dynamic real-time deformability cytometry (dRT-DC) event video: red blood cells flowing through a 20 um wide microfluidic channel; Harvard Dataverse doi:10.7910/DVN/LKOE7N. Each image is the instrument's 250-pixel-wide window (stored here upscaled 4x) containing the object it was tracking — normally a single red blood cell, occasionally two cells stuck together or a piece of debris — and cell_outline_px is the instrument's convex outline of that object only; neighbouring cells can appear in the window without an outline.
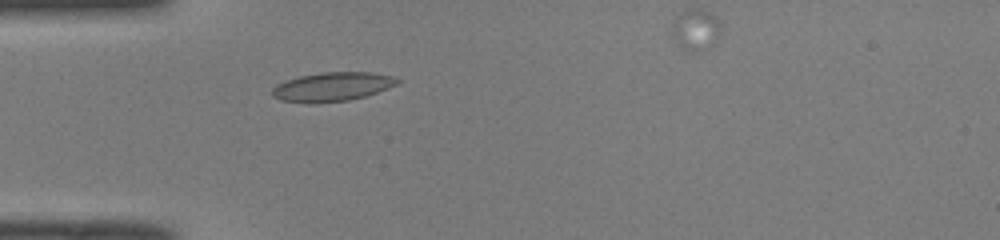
{"species": "common noctule bat (a hibernating species)", "species_latin": "Nyctalus noctula", "temperature_condition": "room temperature", "stored_images_in_passage": 36, "camera_frame_rate_fps": 3000, "um_per_image_px": 0.085, "animal": {"sex": "male", "body_mass_g": 19.0, "forearm_length_mm": 50.8}, "frame": {"image": 1, "passage_image": 1, "time_ms": 0.0, "image_size_px": [1000, 240], "cell_outline_px": [[400, 80], [396, 84], [388, 88], [364, 96], [348, 100], [316, 104], [308, 104], [280, 100], [272, 96], [272, 88], [276, 84], [300, 76], [320, 72], [372, 72], [392, 76]], "centroid_in_image_um": [28.19, 7.38], "position_along_channel_um": 56.8, "area_um2": 21.21}}
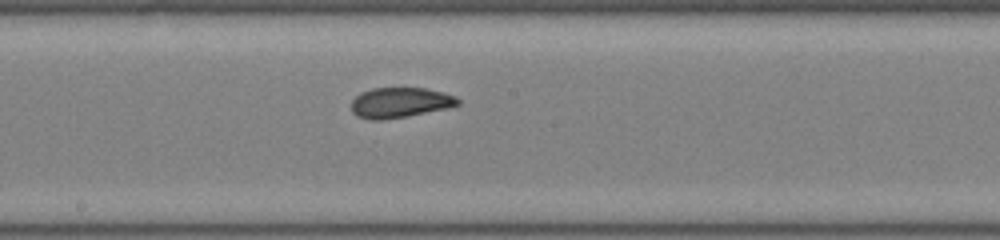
{"frame": {"image": 2, "passage_image": 13, "time_ms": 4.0, "image_size_px": [1000, 240], "cell_outline_px": [[460, 104], [448, 108], [408, 116], [380, 120], [368, 120], [356, 116], [352, 112], [352, 100], [360, 92], [372, 88], [424, 88], [444, 92], [456, 96], [460, 100]], "centroid_in_image_um": [34.0, 8.72], "position_along_channel_um": 214.2, "area_um2": 18.96}}
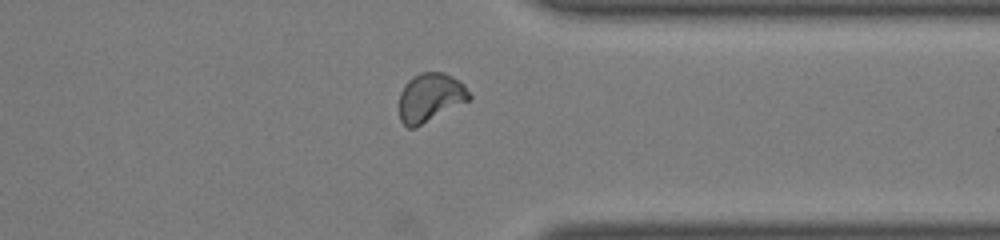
{"frame": {"image": 3, "passage_image": 25, "time_ms": 8.0, "image_size_px": [1000, 240], "cell_outline_px": [[472, 96], [468, 100], [416, 128], [408, 128], [400, 120], [400, 92], [404, 84], [412, 76], [420, 72], [444, 72], [460, 80], [464, 84]], "centroid_in_image_um": [36.56, 8.27], "position_along_channel_um": 374.8, "area_um2": 19.94}}